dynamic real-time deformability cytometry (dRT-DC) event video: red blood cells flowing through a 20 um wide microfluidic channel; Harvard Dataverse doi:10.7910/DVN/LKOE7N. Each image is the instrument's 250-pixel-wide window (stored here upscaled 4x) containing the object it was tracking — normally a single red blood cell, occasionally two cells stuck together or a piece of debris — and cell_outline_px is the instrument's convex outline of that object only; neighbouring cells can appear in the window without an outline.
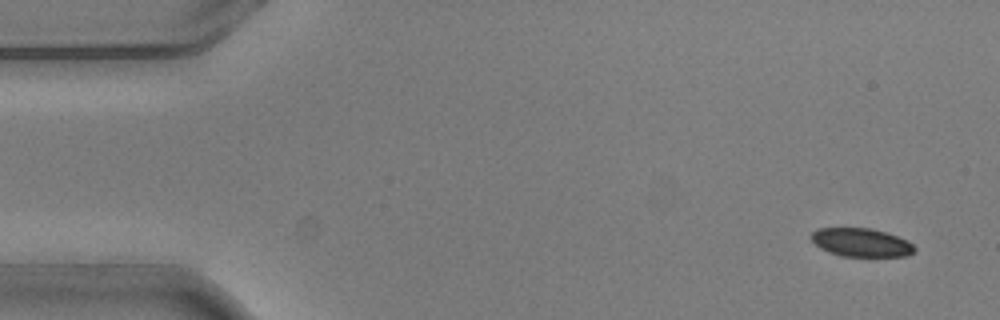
{"species": "common noctule bat (a hibernating species)", "species_latin": "Nyctalus noctula", "temperature_condition": "warm", "stored_images_in_passage": 5, "camera_frame_rate_fps": 3000, "um_per_image_px": 0.085, "animal": {"sex": "male", "body_mass_g": 20.5, "forearm_length_mm": 52.5}, "frame": {"image": 1, "passage_image": 1, "time_ms": 0.0, "image_size_px": [1000, 320], "cell_outline_px": [[916, 248], [908, 256], [840, 256], [828, 252], [820, 248], [812, 240], [812, 232], [816, 228], [872, 228], [908, 240]], "centroid_in_image_um": [73.19, 20.61], "position_along_channel_um": 11.8, "area_um2": 17.05}}